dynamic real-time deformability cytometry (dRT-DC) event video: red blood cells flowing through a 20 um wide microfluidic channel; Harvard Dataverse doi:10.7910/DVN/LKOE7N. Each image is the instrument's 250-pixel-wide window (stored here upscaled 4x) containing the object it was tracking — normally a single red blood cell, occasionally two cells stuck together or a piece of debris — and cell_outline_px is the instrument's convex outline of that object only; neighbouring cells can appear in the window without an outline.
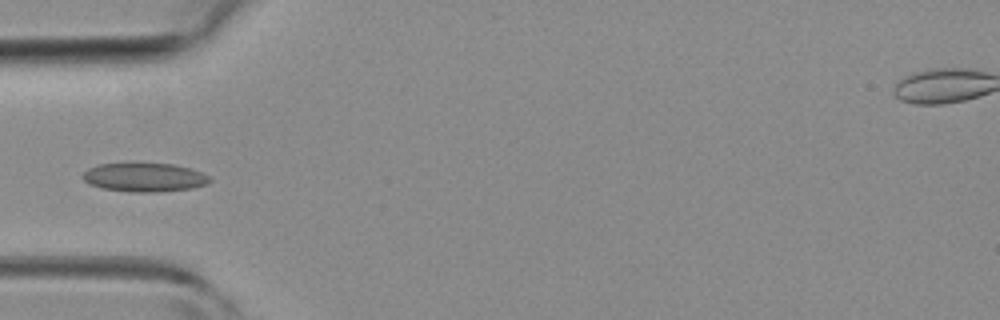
{"species": "common noctule bat (a hibernating species)", "species_latin": "Nyctalus noctula", "temperature_condition": "room temperature", "stored_images_in_passage": 4, "camera_frame_rate_fps": 3000, "um_per_image_px": 0.085, "animal": {"sex": "female", "body_mass_g": 19.3, "forearm_length_mm": 54.1}, "frame": {"image": 1, "passage_image": 3, "time_ms": 3.333, "image_size_px": [1000, 320], "cell_outline_px": [[212, 180], [208, 184], [192, 188], [160, 192], [132, 192], [104, 188], [88, 184], [80, 176], [88, 168], [96, 164], [132, 160], [172, 164], [188, 168], [212, 176]], "centroid_in_image_um": [12.24, 15.02], "position_along_channel_um": 72.8, "area_um2": 22.37}}
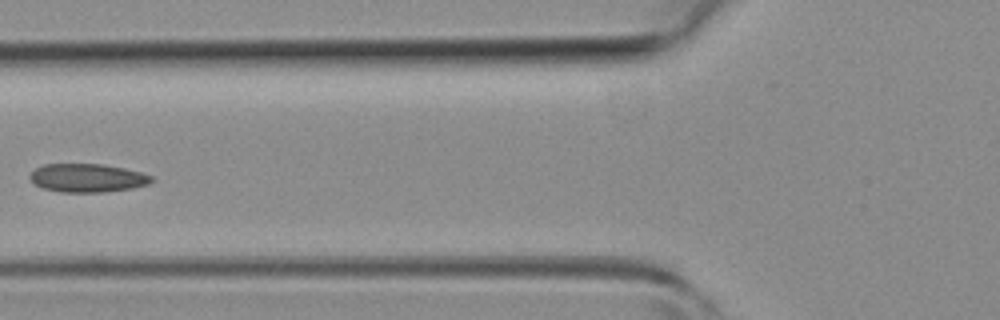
{"frame": {"image": 2, "passage_image": 4, "time_ms": 4.333, "image_size_px": [1000, 320], "cell_outline_px": [[156, 180], [148, 184], [132, 188], [104, 192], [60, 192], [44, 188], [36, 184], [28, 176], [36, 168], [44, 164], [100, 164], [124, 168], [140, 172], [152, 176]], "centroid_in_image_um": [7.46, 15.12], "position_along_channel_um": 118.3, "area_um2": 20.06}}